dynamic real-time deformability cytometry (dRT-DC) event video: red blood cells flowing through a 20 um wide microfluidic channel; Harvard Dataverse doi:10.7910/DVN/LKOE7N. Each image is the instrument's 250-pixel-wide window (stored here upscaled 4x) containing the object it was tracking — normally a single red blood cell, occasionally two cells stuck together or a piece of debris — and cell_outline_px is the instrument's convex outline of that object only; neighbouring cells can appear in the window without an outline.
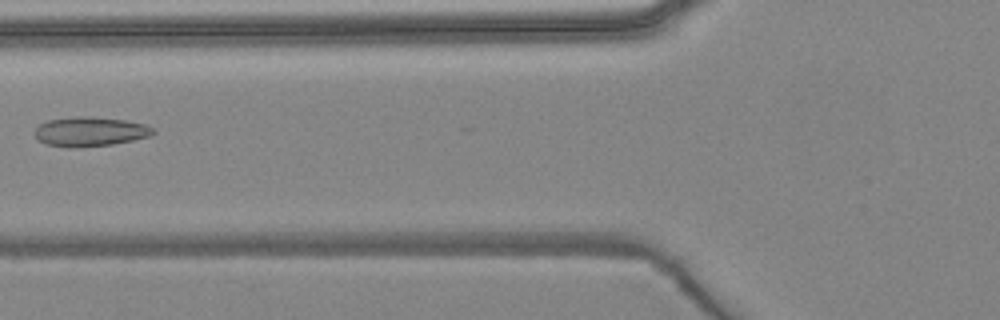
{"species": "common noctule bat (a hibernating species)", "species_latin": "Nyctalus noctula", "temperature_condition": "warm", "stored_images_in_passage": 4, "camera_frame_rate_fps": 3000, "um_per_image_px": 0.085, "animal": {"sex": "female", "body_mass_g": 24.6, "forearm_length_mm": 56.2}, "frame": {"image": 1, "passage_image": 4, "time_ms": 4.0, "image_size_px": [1000, 320], "cell_outline_px": [[156, 132], [152, 136], [112, 144], [80, 148], [68, 148], [44, 144], [36, 140], [32, 132], [40, 124], [48, 120], [76, 116], [92, 116], [124, 120], [144, 124], [152, 128]], "centroid_in_image_um": [7.59, 11.2], "position_along_channel_um": 118.2, "area_um2": 20.69}}